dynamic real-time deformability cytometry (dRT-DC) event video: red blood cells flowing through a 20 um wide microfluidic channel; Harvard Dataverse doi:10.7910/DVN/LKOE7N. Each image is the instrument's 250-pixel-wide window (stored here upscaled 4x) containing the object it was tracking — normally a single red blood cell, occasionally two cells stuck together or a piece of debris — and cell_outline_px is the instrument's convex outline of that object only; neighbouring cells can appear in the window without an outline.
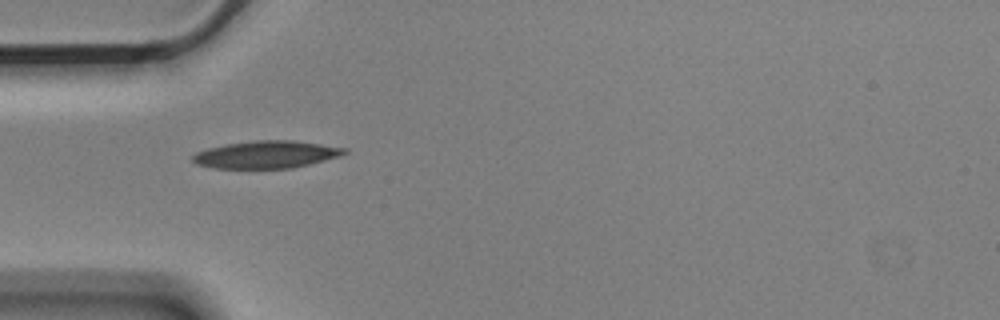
{"species": "Egyptian fruit bat (a non-hibernating species)", "species_latin": "Rousettus aegyptiacus", "temperature_condition": "cold", "stored_images_in_passage": 2, "camera_frame_rate_fps": 3000, "um_per_image_px": 0.085, "animal": {"sex": "male"}, "frame": {"image": 1, "passage_image": 1, "time_ms": 0.0, "image_size_px": [1000, 320], "cell_outline_px": [[348, 152], [340, 156], [292, 168], [216, 168], [196, 164], [192, 160], [192, 156], [196, 152], [208, 148], [224, 144], [256, 140], [292, 140], [348, 148]], "centroid_in_image_um": [22.63, 13.13], "position_along_channel_um": 62.4, "area_um2": 24.16}}
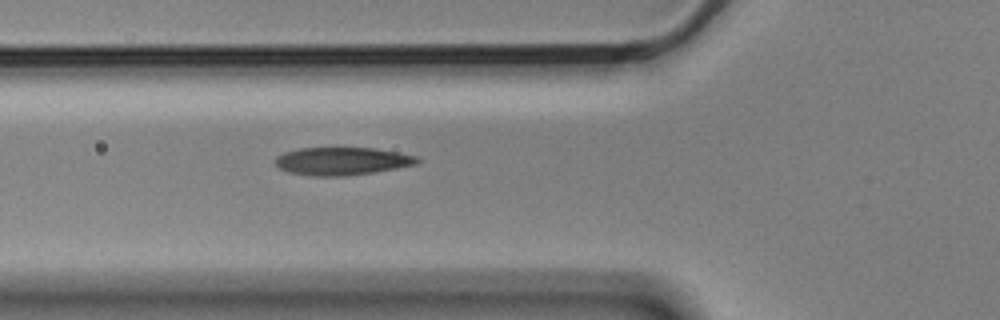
{"frame": {"image": 2, "passage_image": 2, "time_ms": 0.333, "image_size_px": [1000, 320], "cell_outline_px": [[420, 160], [416, 164], [396, 168], [372, 172], [344, 176], [316, 176], [288, 172], [280, 168], [276, 164], [276, 156], [284, 152], [300, 148], [376, 148], [416, 156]], "centroid_in_image_um": [29.05, 13.69], "position_along_channel_um": 96.7, "area_um2": 22.77}}